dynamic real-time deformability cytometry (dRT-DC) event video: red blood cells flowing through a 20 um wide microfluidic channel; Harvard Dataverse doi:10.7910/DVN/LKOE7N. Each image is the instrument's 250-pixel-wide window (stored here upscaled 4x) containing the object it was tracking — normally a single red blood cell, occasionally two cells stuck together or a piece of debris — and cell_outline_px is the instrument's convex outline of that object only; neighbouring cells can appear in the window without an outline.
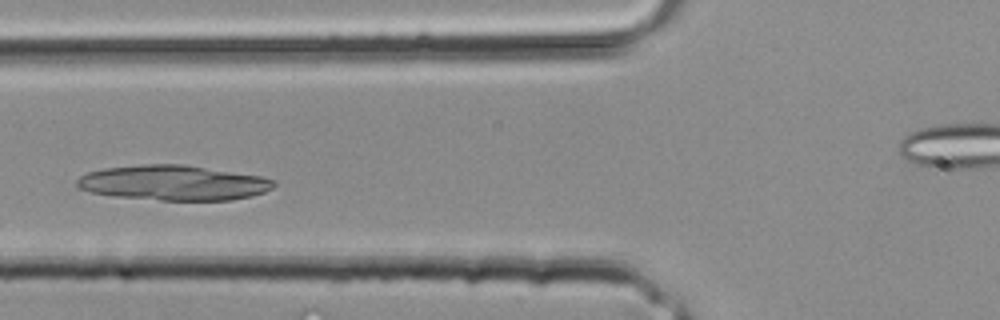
{"species": "common noctule bat (a hibernating species)", "species_latin": "Nyctalus noctula", "temperature_condition": "room temperature", "stored_images_in_passage": 23, "camera_frame_rate_fps": 3000, "um_per_image_px": 0.085, "animal": {"sex": "male", "body_mass_g": 20.4}, "frame": {"image": 1, "passage_image": 5, "time_ms": 1.333, "image_size_px": [1000, 320], "cell_outline_px": [[276, 184], [272, 188], [264, 192], [252, 196], [232, 200], [160, 200], [112, 196], [92, 192], [80, 188], [76, 184], [76, 180], [80, 176], [88, 172], [104, 168], [140, 164], [184, 164], [260, 176], [276, 180]], "centroid_in_image_um": [14.74, 15.53], "position_along_channel_um": 111.1, "area_um2": 40.29}}
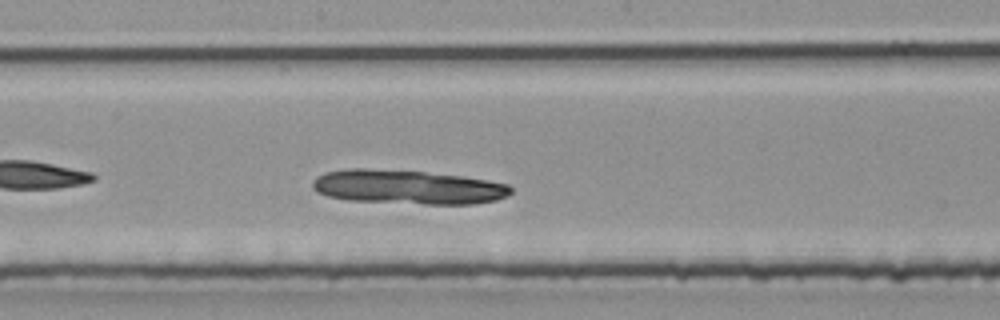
{"frame": {"image": 2, "passage_image": 10, "time_ms": 3.0, "image_size_px": [1000, 320], "cell_outline_px": [[512, 192], [496, 200], [472, 204], [424, 204], [352, 200], [328, 196], [316, 192], [312, 188], [312, 180], [316, 176], [324, 172], [352, 168], [364, 168], [424, 172], [460, 176], [488, 180], [508, 184], [512, 188]], "centroid_in_image_um": [34.62, 15.9], "position_along_channel_um": 213.6, "area_um2": 39.36}}
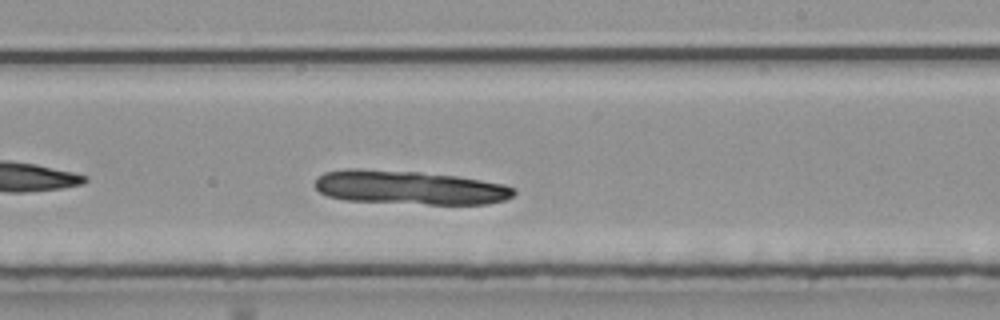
{"frame": {"image": 3, "passage_image": 12, "time_ms": 3.667, "image_size_px": [1000, 320], "cell_outline_px": [[516, 192], [512, 196], [504, 200], [488, 204], [428, 204], [344, 200], [328, 196], [320, 192], [312, 184], [316, 176], [324, 172], [348, 168], [360, 168], [420, 172], [456, 176], [504, 184], [512, 188]], "centroid_in_image_um": [34.73, 15.93], "position_along_channel_um": 254.3, "area_um2": 39.48}}